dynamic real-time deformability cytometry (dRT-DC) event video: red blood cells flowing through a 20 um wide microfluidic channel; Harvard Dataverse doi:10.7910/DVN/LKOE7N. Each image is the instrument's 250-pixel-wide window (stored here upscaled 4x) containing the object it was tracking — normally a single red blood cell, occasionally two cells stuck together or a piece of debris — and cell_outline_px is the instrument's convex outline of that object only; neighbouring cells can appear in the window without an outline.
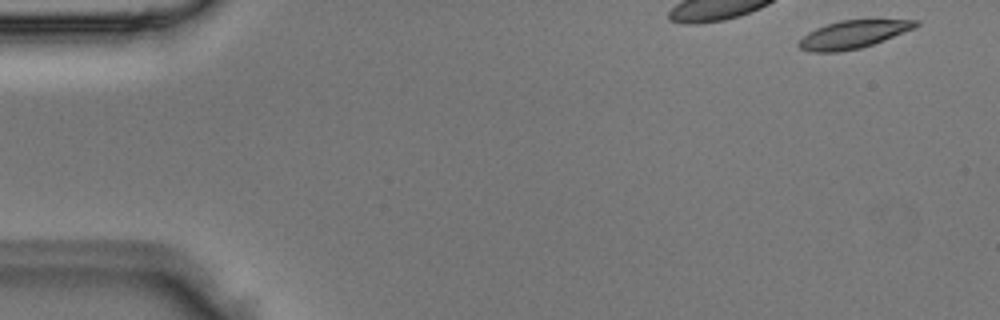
{"species": "Egyptian fruit bat (a non-hibernating species)", "species_latin": "Rousettus aegyptiacus", "temperature_condition": "room temperature", "stored_images_in_passage": 4, "camera_frame_rate_fps": 3000, "um_per_image_px": 0.085, "animal": {"sex": "male"}, "frame": {"image": 1, "passage_image": 1, "time_ms": 0.0, "image_size_px": [1000, 320], "cell_outline_px": [[920, 24], [916, 28], [872, 44], [860, 48], [840, 52], [812, 52], [800, 48], [796, 44], [808, 32], [816, 28], [840, 20], [920, 20]], "centroid_in_image_um": [72.52, 2.93], "position_along_channel_um": 12.5, "area_um2": 18.84}}